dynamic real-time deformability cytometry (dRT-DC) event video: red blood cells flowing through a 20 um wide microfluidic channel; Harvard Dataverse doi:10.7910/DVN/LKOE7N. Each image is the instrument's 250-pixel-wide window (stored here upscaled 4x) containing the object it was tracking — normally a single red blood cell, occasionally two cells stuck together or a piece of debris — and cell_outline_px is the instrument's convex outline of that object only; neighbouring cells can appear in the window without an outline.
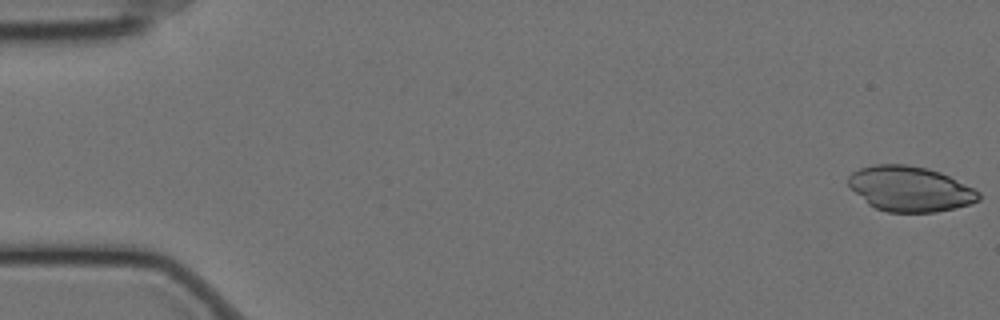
{"species": "Egyptian fruit bat (a non-hibernating species)", "species_latin": "Rousettus aegyptiacus", "temperature_condition": "cold", "stored_images_in_passage": 58, "camera_frame_rate_fps": 3000, "um_per_image_px": 0.085, "animal": {"sex": "female"}, "frame": {"image": 1, "passage_image": 1, "time_ms": 0.0, "image_size_px": [1000, 320], "cell_outline_px": [[980, 200], [956, 208], [936, 212], [888, 212], [876, 208], [868, 204], [848, 184], [848, 176], [852, 172], [860, 168], [872, 164], [908, 164], [928, 168], [940, 172], [980, 192]], "centroid_in_image_um": [77.34, 16.04], "position_along_channel_um": 7.7, "area_um2": 34.16}}